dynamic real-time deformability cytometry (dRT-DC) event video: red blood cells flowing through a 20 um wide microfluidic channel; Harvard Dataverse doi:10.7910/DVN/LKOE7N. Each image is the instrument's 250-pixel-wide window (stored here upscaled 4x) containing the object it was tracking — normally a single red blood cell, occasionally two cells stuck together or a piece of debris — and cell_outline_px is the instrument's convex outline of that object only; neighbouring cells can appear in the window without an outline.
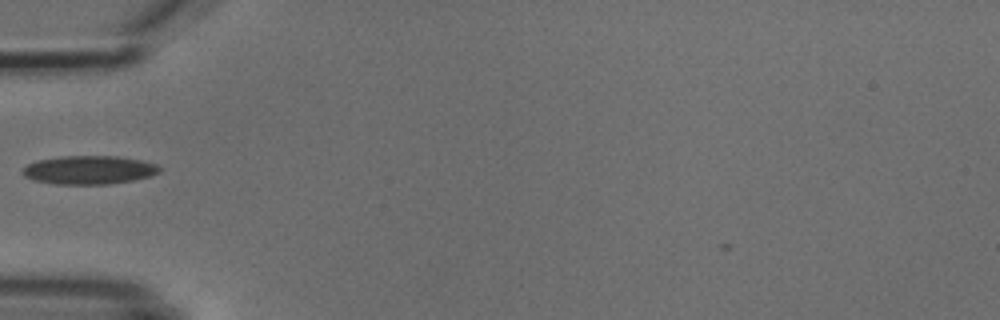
{"species": "common noctule bat (a hibernating species)", "species_latin": "Nyctalus noctula", "temperature_condition": "cold", "stored_images_in_passage": 3, "camera_frame_rate_fps": 3000, "um_per_image_px": 0.085, "animal": {"sex": "male", "body_mass_g": 18.8}, "frame": {"image": 1, "passage_image": 3, "time_ms": 2.333, "image_size_px": [1000, 320], "cell_outline_px": [[164, 168], [160, 172], [152, 176], [132, 180], [108, 184], [52, 184], [36, 180], [24, 176], [20, 172], [28, 164], [36, 160], [60, 156], [116, 156], [140, 160], [156, 164]], "centroid_in_image_um": [7.58, 14.44], "position_along_channel_um": 77.4, "area_um2": 22.89}}